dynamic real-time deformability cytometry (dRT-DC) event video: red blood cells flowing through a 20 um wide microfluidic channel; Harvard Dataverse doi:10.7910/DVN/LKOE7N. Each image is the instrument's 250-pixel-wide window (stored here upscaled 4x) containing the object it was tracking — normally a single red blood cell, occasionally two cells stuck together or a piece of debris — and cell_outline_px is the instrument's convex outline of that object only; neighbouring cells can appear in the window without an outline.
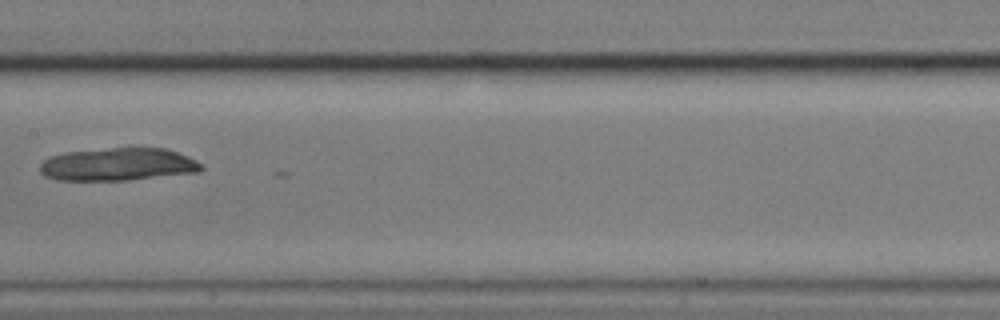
{"species": "common noctule bat (a hibernating species)", "species_latin": "Nyctalus noctula", "temperature_condition": "cold", "stored_images_in_passage": 8, "camera_frame_rate_fps": 3000, "um_per_image_px": 0.085, "animal": {"sex": "male", "body_mass_g": 17.9}, "frame": {"image": 1, "passage_image": 8, "time_ms": 2.333, "image_size_px": [1000, 320], "cell_outline_px": [[204, 168], [200, 172], [128, 180], [56, 180], [44, 176], [40, 172], [40, 164], [48, 156], [64, 152], [132, 144], [164, 148], [188, 156], [204, 164]], "centroid_in_image_um": [10.05, 13.92], "position_along_channel_um": 197.3, "area_um2": 32.19}}